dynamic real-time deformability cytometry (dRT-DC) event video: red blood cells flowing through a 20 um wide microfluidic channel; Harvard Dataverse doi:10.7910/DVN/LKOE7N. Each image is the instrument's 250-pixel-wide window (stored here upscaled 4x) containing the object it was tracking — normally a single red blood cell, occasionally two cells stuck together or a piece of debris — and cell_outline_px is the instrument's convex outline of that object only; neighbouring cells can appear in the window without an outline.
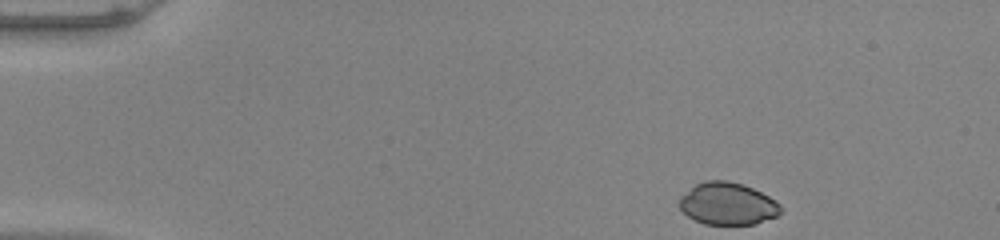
{"species": "common noctule bat (a hibernating species)", "species_latin": "Nyctalus noctula", "temperature_condition": "warm", "stored_images_in_passage": 46, "camera_frame_rate_fps": 3000, "um_per_image_px": 0.085, "animal": {"sex": "male", "body_mass_g": 20.0, "forearm_length_mm": 53.3}, "frame": {"image": 1, "passage_image": 1, "time_ms": 0.0, "image_size_px": [1000, 240], "cell_outline_px": [[780, 212], [776, 216], [756, 224], [704, 224], [688, 216], [680, 208], [680, 196], [696, 184], [704, 180], [728, 180], [752, 188], [776, 200], [780, 204]], "centroid_in_image_um": [61.84, 17.31], "position_along_channel_um": 23.2, "area_um2": 24.74}}
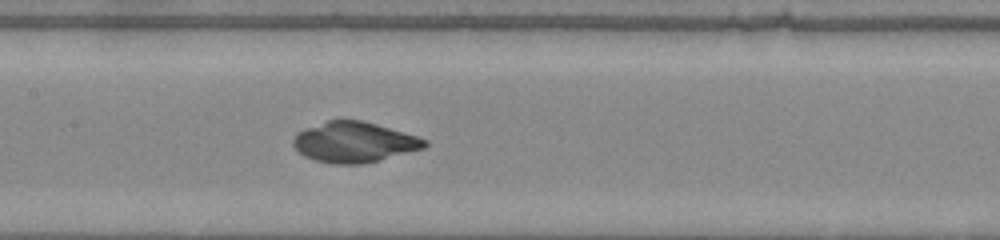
{"frame": {"image": 2, "passage_image": 20, "time_ms": 6.333, "image_size_px": [1000, 240], "cell_outline_px": [[428, 144], [424, 148], [380, 160], [364, 164], [332, 164], [316, 160], [304, 156], [292, 144], [292, 140], [296, 132], [304, 128], [328, 120], [360, 120], [376, 124], [404, 132], [428, 140]], "centroid_in_image_um": [30.08, 12.08], "position_along_channel_um": 177.3, "area_um2": 30.98}}
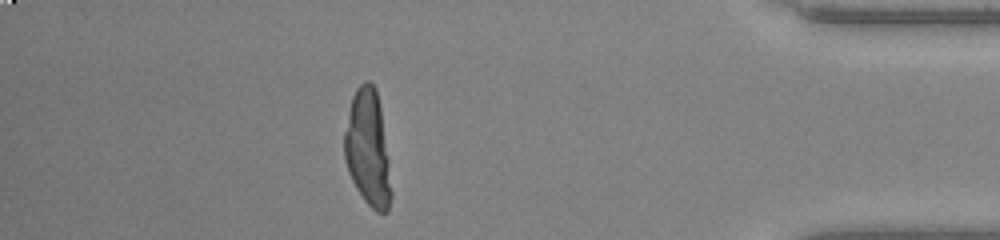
{"frame": {"image": 3, "passage_image": 40, "time_ms": 13.0, "image_size_px": [1000, 240], "cell_outline_px": [[392, 196], [388, 212], [376, 212], [364, 200], [356, 188], [348, 172], [344, 160], [344, 132], [348, 112], [352, 96], [356, 88], [364, 80], [368, 80], [376, 88], [380, 108], [388, 160], [392, 192]], "centroid_in_image_um": [31.25, 12.63], "position_along_channel_um": 403.9, "area_um2": 31.67}}